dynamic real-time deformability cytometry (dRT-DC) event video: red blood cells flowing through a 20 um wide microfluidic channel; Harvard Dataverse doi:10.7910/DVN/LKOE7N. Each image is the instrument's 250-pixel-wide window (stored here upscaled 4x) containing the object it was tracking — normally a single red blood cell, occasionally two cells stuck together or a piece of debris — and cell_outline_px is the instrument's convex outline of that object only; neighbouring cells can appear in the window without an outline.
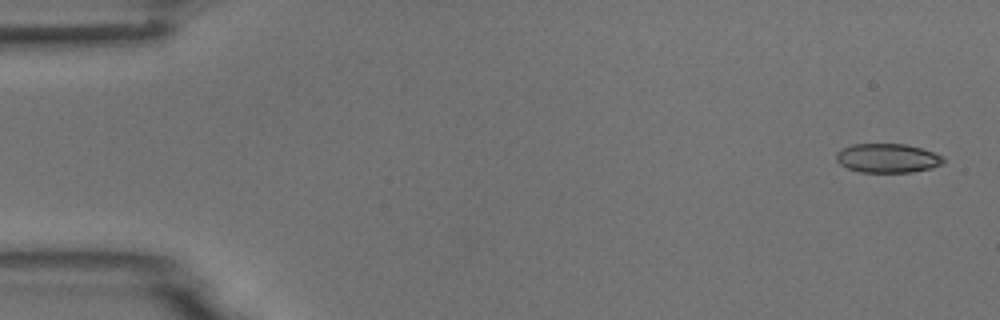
{"species": "common noctule bat (a hibernating species)", "species_latin": "Nyctalus noctula", "temperature_condition": "room temperature", "stored_images_in_passage": 5, "camera_frame_rate_fps": 3000, "um_per_image_px": 0.085, "animal": {"sex": "male", "body_mass_g": 18.8}, "frame": {"image": 1, "passage_image": 1, "time_ms": 0.0, "image_size_px": [1000, 320], "cell_outline_px": [[944, 160], [940, 164], [932, 168], [912, 172], [860, 172], [848, 168], [840, 164], [836, 160], [836, 152], [852, 144], [904, 144], [920, 148], [944, 156]], "centroid_in_image_um": [75.42, 13.44], "position_along_channel_um": 9.6, "area_um2": 18.03}}